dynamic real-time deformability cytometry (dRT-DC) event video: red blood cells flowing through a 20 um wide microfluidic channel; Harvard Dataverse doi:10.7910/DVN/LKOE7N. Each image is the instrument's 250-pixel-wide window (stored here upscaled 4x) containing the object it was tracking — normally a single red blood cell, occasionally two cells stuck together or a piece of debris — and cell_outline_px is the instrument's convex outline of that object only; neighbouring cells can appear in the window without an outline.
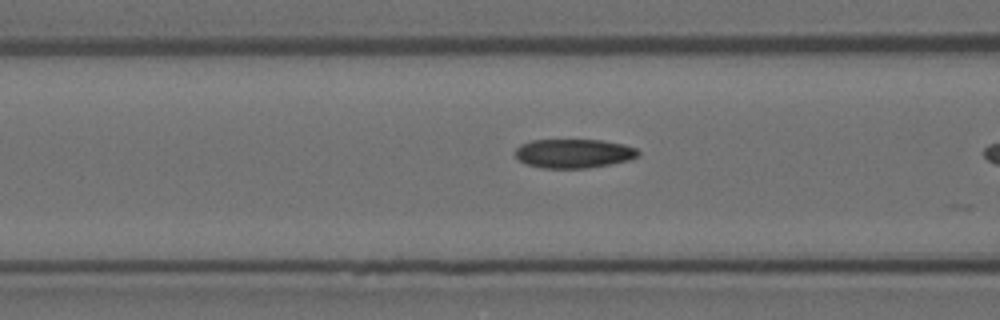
{"species": "Egyptian fruit bat (a non-hibernating species)", "species_latin": "Rousettus aegyptiacus", "temperature_condition": "room temperature", "stored_images_in_passage": 7, "camera_frame_rate_fps": 3000, "um_per_image_px": 0.085, "animal": {"sex": "female"}, "frame": {"image": 1, "passage_image": 6, "time_ms": 1.667, "image_size_px": [1000, 320], "cell_outline_px": [[640, 156], [628, 160], [588, 168], [544, 168], [528, 164], [520, 160], [516, 156], [516, 148], [520, 144], [532, 140], [604, 140], [624, 144], [636, 148], [640, 152]], "centroid_in_image_um": [48.8, 13.03], "position_along_channel_um": 117.8, "area_um2": 20.75}}